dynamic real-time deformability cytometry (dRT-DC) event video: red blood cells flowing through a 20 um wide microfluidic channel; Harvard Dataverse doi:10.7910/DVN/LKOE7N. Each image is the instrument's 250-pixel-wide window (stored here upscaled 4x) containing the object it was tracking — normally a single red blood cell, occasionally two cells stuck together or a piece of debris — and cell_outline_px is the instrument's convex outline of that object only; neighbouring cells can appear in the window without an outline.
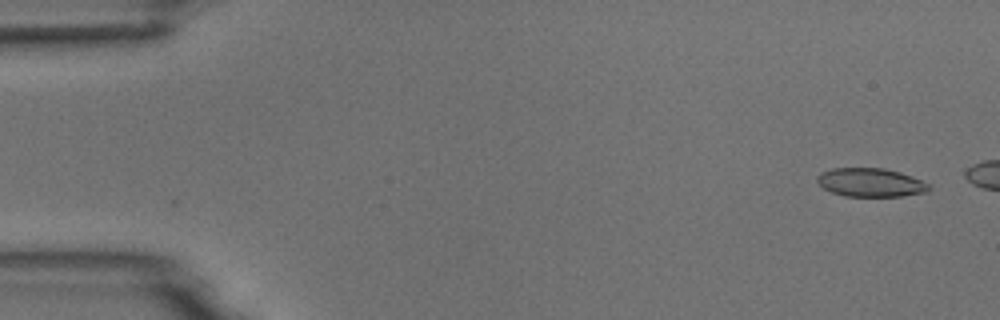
{"species": "common noctule bat (a hibernating species)", "species_latin": "Nyctalus noctula", "temperature_condition": "room temperature", "stored_images_in_passage": 4, "camera_frame_rate_fps": 3000, "um_per_image_px": 0.085, "animal": {"sex": "male", "body_mass_g": 18.8}, "frame": {"image": 1, "passage_image": 1, "time_ms": 0.0, "image_size_px": [1000, 320], "cell_outline_px": [[932, 188], [928, 192], [900, 196], [844, 196], [832, 192], [824, 188], [816, 180], [816, 176], [820, 172], [832, 168], [884, 168], [900, 172], [912, 176], [932, 184]], "centroid_in_image_um": [74.04, 15.51], "position_along_channel_um": 11.0, "area_um2": 18.84}}